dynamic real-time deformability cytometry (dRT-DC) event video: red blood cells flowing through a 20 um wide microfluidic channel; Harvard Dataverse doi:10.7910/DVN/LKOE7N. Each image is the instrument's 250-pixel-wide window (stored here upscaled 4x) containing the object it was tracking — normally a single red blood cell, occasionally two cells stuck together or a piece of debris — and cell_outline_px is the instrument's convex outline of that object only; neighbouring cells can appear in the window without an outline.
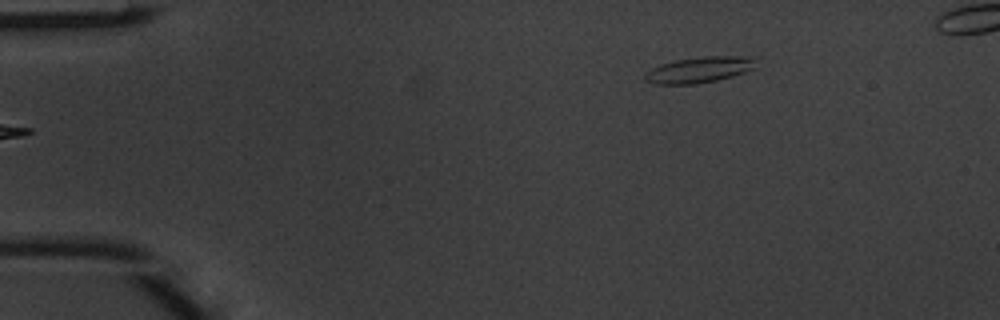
{"species": "common noctule bat (a hibernating species)", "species_latin": "Nyctalus noctula", "temperature_condition": "warm", "stored_images_in_passage": 2, "segment_of_instrument_passage": [2, 2], "camera_frame_rate_fps": 3000, "um_per_image_px": 0.085, "animal": {"sex": "male", "body_mass_g": 20.1, "forearm_length_mm": 53.5}, "frame": {"image": 1, "passage_image": 2, "time_ms": 0.333, "image_size_px": [1000, 320], "cell_outline_px": [[760, 56], [756, 68], [732, 76], [716, 80], [696, 84], [652, 84], [644, 80], [644, 72], [660, 64], [676, 60], [704, 56]], "centroid_in_image_um": [59.49, 5.91], "position_along_channel_um": 25.5, "area_um2": 17.17}}